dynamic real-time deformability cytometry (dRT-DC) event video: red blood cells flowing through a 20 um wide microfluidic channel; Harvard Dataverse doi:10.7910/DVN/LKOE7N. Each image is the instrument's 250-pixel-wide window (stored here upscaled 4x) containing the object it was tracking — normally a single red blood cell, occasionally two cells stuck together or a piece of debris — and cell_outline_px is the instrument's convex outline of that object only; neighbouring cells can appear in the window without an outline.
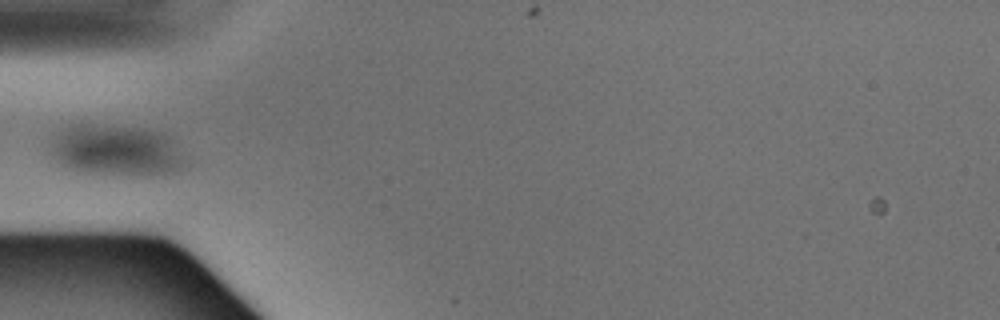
{"species": "Egyptian fruit bat (a non-hibernating species)", "species_latin": "Rousettus aegyptiacus", "temperature_condition": "warm", "stored_images_in_passage": 4, "camera_frame_rate_fps": 3000, "um_per_image_px": 0.085, "animal": {"sex": "male"}, "frame": {"image": 1, "passage_image": 3, "time_ms": 0.667, "image_size_px": [1000, 320], "cell_outline_px": [[188, 164], [176, 172], [164, 176], [116, 176], [76, 172], [64, 168], [48, 152], [60, 132], [68, 124], [88, 124], [144, 128], [160, 132], [168, 136], [176, 144]], "centroid_in_image_um": [9.91, 12.84], "position_along_channel_um": 75.1, "area_um2": 41.38}}
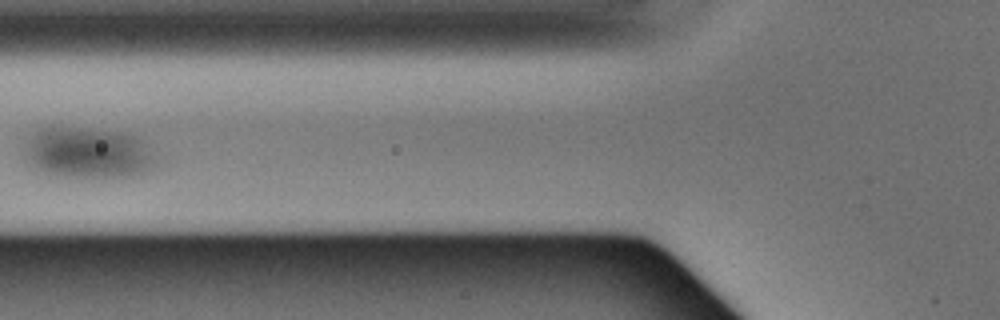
{"frame": {"image": 2, "passage_image": 4, "time_ms": 1.0, "image_size_px": [1000, 320], "cell_outline_px": [[156, 164], [148, 172], [140, 176], [100, 180], [88, 180], [56, 176], [40, 172], [28, 164], [24, 156], [24, 148], [28, 140], [36, 128], [48, 124], [56, 124], [124, 132], [136, 136], [144, 140], [148, 144], [156, 160]], "centroid_in_image_um": [7.46, 13.01], "position_along_channel_um": 118.3, "area_um2": 41.91}}